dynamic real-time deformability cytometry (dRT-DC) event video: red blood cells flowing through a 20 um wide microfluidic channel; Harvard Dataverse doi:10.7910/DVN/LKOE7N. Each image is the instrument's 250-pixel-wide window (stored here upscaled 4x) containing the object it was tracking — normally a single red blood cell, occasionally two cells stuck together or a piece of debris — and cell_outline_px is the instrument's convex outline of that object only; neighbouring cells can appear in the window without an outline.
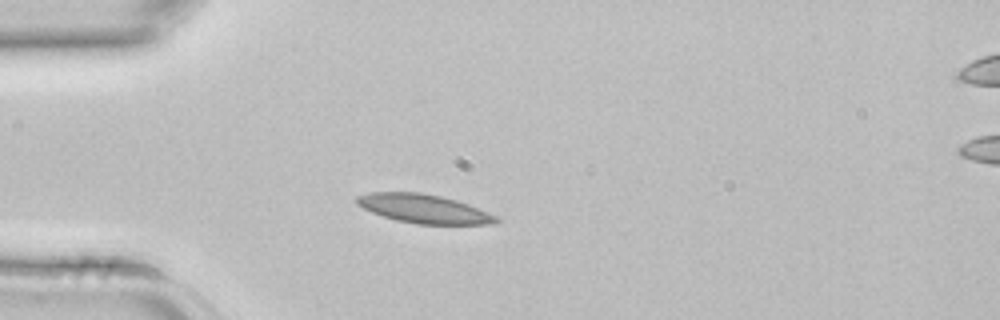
{"species": "common noctule bat (a hibernating species)", "species_latin": "Nyctalus noctula", "temperature_condition": "room temperature", "stored_images_in_passage": 3, "camera_frame_rate_fps": 3000, "um_per_image_px": 0.085, "animal": {"sex": "female", "body_mass_g": 22.7, "forearm_length_mm": 54.2}, "frame": {"image": 1, "passage_image": 2, "time_ms": 0.333, "image_size_px": [1000, 320], "cell_outline_px": [[500, 220], [496, 224], [416, 224], [396, 220], [372, 212], [356, 204], [356, 196], [368, 192], [420, 192], [440, 196], [456, 200], [468, 204], [496, 216]], "centroid_in_image_um": [36.01, 17.74], "position_along_channel_um": 49.0, "area_um2": 23.29}}